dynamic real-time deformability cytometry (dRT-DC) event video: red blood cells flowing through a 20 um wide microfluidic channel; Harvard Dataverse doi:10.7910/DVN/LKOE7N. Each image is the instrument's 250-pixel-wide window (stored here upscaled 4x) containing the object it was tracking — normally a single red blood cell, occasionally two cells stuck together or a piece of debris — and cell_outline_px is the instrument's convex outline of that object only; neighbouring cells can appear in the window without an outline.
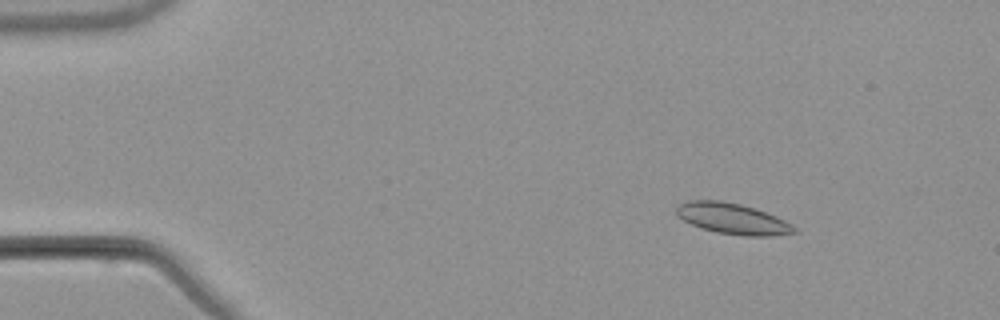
{"species": "common noctule bat (a hibernating species)", "species_latin": "Nyctalus noctula", "temperature_condition": "warm", "stored_images_in_passage": 4, "camera_frame_rate_fps": 3000, "um_per_image_px": 0.085, "animal": {"sex": "male", "body_mass_g": 21.5, "forearm_length_mm": 52.0}, "frame": {"image": 1, "passage_image": 2, "time_ms": 1.333, "image_size_px": [1000, 320], "cell_outline_px": [[800, 232], [772, 236], [744, 236], [716, 232], [700, 228], [676, 216], [676, 208], [680, 204], [688, 200], [720, 200], [740, 204], [776, 216], [792, 224]], "centroid_in_image_um": [62.27, 18.6], "position_along_channel_um": 22.7, "area_um2": 21.21}}